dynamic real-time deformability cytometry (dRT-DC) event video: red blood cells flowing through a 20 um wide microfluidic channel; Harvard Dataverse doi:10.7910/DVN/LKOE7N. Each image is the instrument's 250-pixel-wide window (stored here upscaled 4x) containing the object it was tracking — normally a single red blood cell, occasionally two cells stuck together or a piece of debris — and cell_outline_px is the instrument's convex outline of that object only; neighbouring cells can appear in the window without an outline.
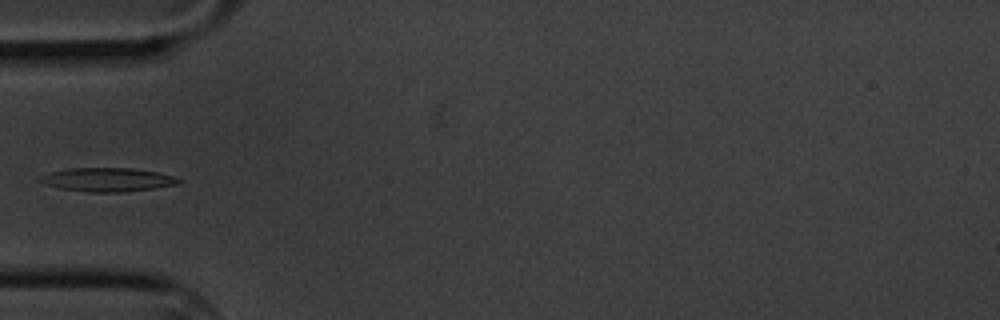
{"species": "common noctule bat (a hibernating species)", "species_latin": "Nyctalus noctula", "temperature_condition": "cold", "stored_images_in_passage": 17, "camera_frame_rate_fps": 3000, "um_per_image_px": 0.085, "animal": {"sex": "male", "body_mass_g": 20.1, "forearm_length_mm": 53.5}, "frame": {"image": 1, "passage_image": 6, "time_ms": 6.0, "image_size_px": [1000, 320], "cell_outline_px": [[184, 180], [176, 184], [152, 188], [120, 192], [88, 192], [60, 188], [36, 180], [40, 176], [52, 172], [68, 168], [132, 168], [156, 172], [172, 176]], "centroid_in_image_um": [9.12, 15.26], "position_along_channel_um": 75.9, "area_um2": 18.84}}
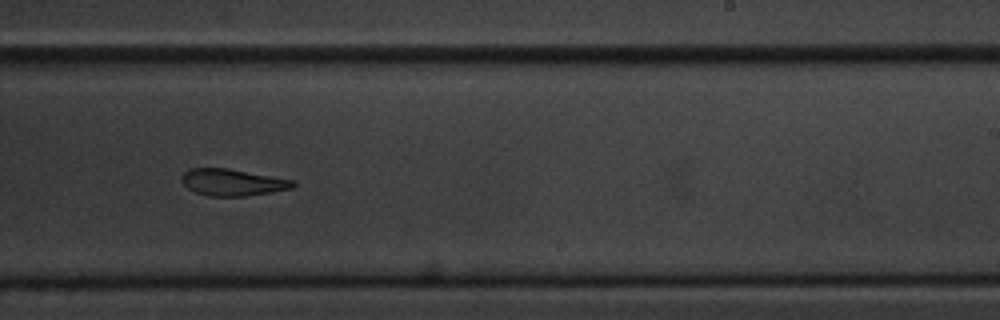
{"frame": {"image": 2, "passage_image": 11, "time_ms": 11.667, "image_size_px": [1000, 320], "cell_outline_px": [[296, 184], [292, 188], [272, 192], [244, 196], [208, 196], [196, 192], [188, 188], [180, 180], [180, 176], [188, 168], [228, 168], [296, 180]], "centroid_in_image_um": [19.76, 15.49], "position_along_channel_um": 269.2, "area_um2": 17.51}}
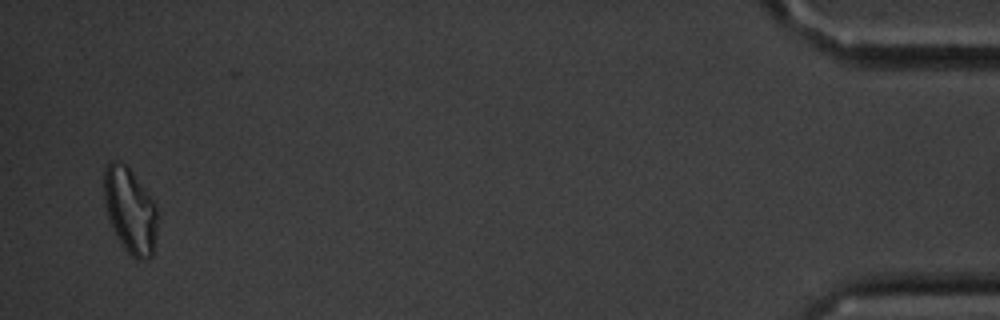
{"frame": {"image": 3, "passage_image": 17, "time_ms": 18.667, "image_size_px": [1000, 320], "cell_outline_px": [[156, 236], [152, 256], [144, 260], [136, 260], [124, 248], [112, 228], [104, 204], [104, 168], [112, 160], [120, 160], [132, 172], [156, 204]], "centroid_in_image_um": [11.04, 17.89], "position_along_channel_um": 424.2, "area_um2": 26.47}}